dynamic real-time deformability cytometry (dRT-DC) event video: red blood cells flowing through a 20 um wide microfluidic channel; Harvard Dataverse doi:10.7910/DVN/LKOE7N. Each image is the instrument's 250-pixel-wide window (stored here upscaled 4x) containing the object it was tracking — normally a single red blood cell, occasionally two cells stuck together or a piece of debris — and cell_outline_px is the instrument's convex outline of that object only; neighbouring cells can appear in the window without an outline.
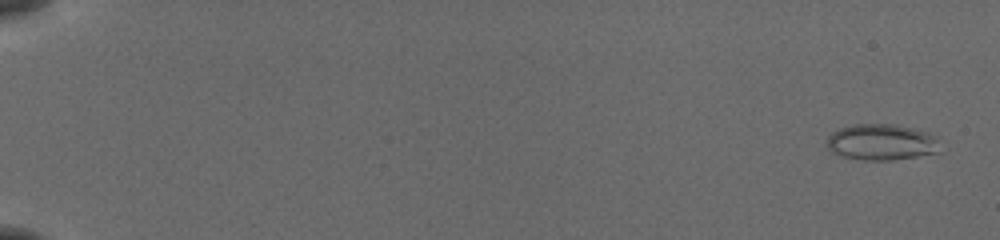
{"species": "common noctule bat (a hibernating species)", "species_latin": "Nyctalus noctula", "temperature_condition": "cold", "stored_images_in_passage": 56, "camera_frame_rate_fps": 3000, "um_per_image_px": 0.085, "animal": {"sex": "female", "body_mass_g": 19.5, "forearm_length_mm": 54.1}, "frame": {"image": 1, "passage_image": 3, "time_ms": 0.667, "image_size_px": [1000, 240], "cell_outline_px": [[940, 152], [892, 160], [864, 160], [840, 156], [832, 152], [828, 148], [828, 136], [832, 132], [840, 128], [856, 124], [892, 124], [924, 132], [936, 136]], "centroid_in_image_um": [74.89, 12.09], "position_along_channel_um": 10.1, "area_um2": 23.52}}
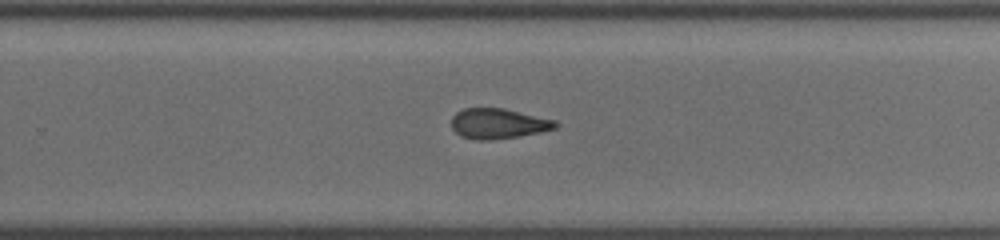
{"frame": {"image": 2, "passage_image": 39, "time_ms": 12.667, "image_size_px": [1000, 240], "cell_outline_px": [[560, 124], [556, 128], [540, 132], [516, 136], [488, 140], [476, 140], [460, 136], [452, 128], [452, 116], [456, 112], [464, 108], [504, 108], [556, 120]], "centroid_in_image_um": [42.35, 10.49], "position_along_channel_um": 287.4, "area_um2": 18.32}}
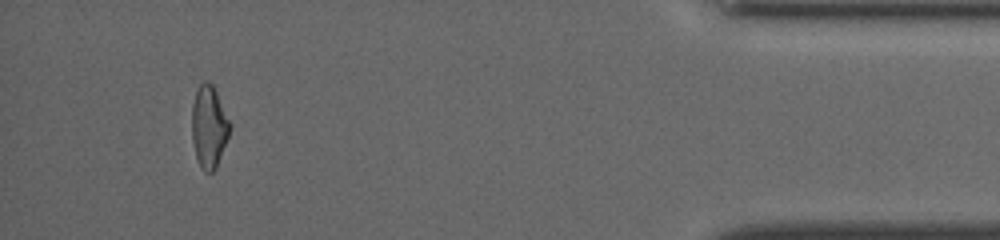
{"frame": {"image": 3, "passage_image": 53, "time_ms": 17.333, "image_size_px": [1000, 240], "cell_outline_px": [[232, 124], [228, 136], [216, 168], [212, 172], [204, 172], [200, 168], [196, 156], [192, 140], [192, 104], [196, 92], [200, 84], [204, 80], [208, 80], [212, 84]], "centroid_in_image_um": [17.76, 10.77], "position_along_channel_um": 417.4, "area_um2": 18.21}, "authors_computed_cell_mechanics": {"area_um2": 19.652, "velocity_mm_per_s": 3.8941, "shape_relaxation_time_tau1_ms": null, "shape_relaxation_time_tau2_ms": 3.2772, "deformation_change_tau1": null, "deformation_change_tau2": 0.1051}}